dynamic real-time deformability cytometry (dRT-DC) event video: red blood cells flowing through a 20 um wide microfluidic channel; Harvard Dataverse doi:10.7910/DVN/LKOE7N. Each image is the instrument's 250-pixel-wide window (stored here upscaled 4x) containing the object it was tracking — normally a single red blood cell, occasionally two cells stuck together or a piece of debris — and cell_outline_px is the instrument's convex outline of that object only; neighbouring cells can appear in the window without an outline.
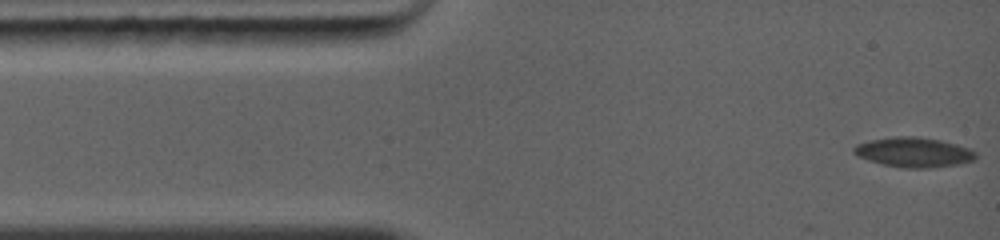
{"species": "common noctule bat (a hibernating species)", "species_latin": "Nyctalus noctula", "temperature_condition": "warm", "stored_images_in_passage": 43, "camera_frame_rate_fps": 5000, "um_per_image_px": 0.085, "animal": {"sex": "female", "body_mass_g": 19.0, "forearm_length_mm": 56.7}, "frame": {"image": 1, "passage_image": 1, "time_ms": 0.0, "image_size_px": [1000, 240], "cell_outline_px": [[976, 156], [972, 160], [948, 164], [884, 164], [860, 156], [852, 152], [852, 148], [856, 144], [868, 140], [892, 136], [920, 136], [940, 140], [956, 144], [968, 148], [976, 152]], "centroid_in_image_um": [77.59, 12.83], "position_along_channel_um": 7.4, "area_um2": 19.48}}
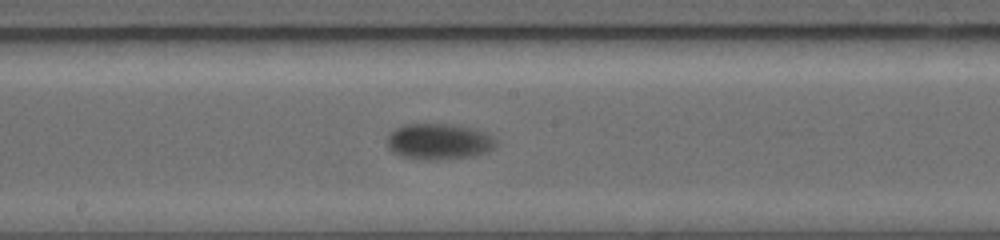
{"frame": {"image": 2, "passage_image": 19, "time_ms": 6.6, "image_size_px": [1000, 240], "cell_outline_px": [[496, 148], [488, 152], [476, 156], [424, 160], [400, 156], [392, 152], [388, 148], [388, 136], [396, 128], [404, 124], [452, 124], [472, 128], [484, 132], [492, 136], [496, 140]], "centroid_in_image_um": [37.33, 12.03], "position_along_channel_um": 210.9, "area_um2": 22.89}}
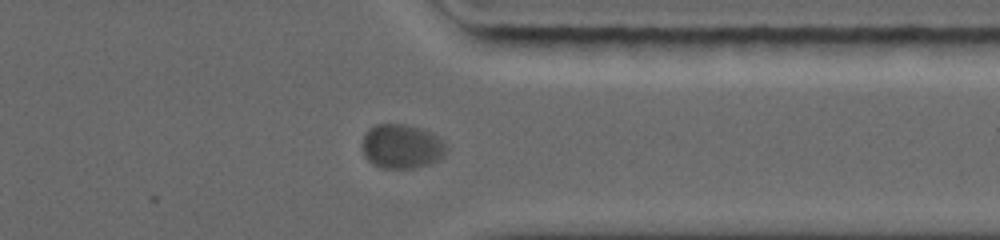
{"frame": {"image": 3, "passage_image": 36, "time_ms": 10.6, "image_size_px": [1000, 240], "cell_outline_px": [[448, 148], [444, 156], [440, 160], [416, 168], [380, 168], [372, 164], [364, 156], [364, 132], [368, 128], [376, 124], [404, 124], [420, 128], [432, 132], [440, 136], [444, 140]], "centroid_in_image_um": [34.19, 12.44], "position_along_channel_um": 377.2, "area_um2": 22.08}}